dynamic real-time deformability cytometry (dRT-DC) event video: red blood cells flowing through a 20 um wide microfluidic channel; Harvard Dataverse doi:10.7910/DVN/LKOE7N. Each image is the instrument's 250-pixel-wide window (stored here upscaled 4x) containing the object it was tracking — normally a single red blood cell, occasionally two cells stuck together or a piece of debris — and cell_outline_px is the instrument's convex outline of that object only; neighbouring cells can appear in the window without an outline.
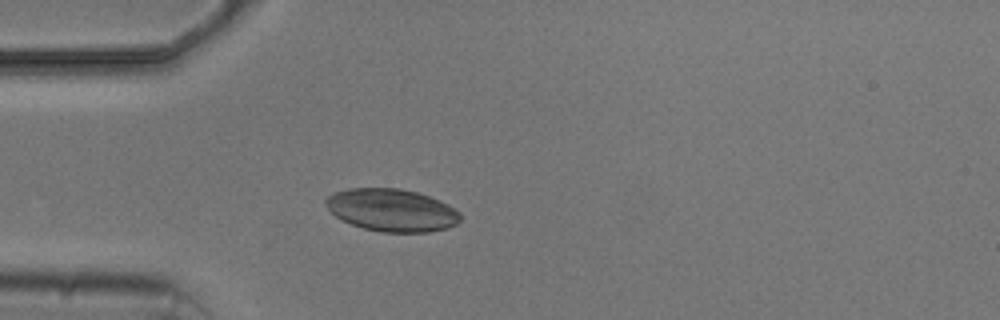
{"species": "common noctule bat (a hibernating species)", "species_latin": "Nyctalus noctula", "temperature_condition": "cold", "stored_images_in_passage": 1, "camera_frame_rate_fps": 3000, "um_per_image_px": 0.085, "animal": {"sex": "male", "body_mass_g": 20.5, "forearm_length_mm": 52.5}, "frame": {"image": 1, "passage_image": 1, "time_ms": 0.0, "image_size_px": [1000, 320], "cell_outline_px": [[460, 220], [456, 224], [448, 228], [428, 232], [380, 232], [364, 228], [340, 220], [328, 208], [324, 200], [328, 196], [336, 192], [348, 188], [400, 188], [416, 192], [440, 200], [448, 204], [460, 212]], "centroid_in_image_um": [33.31, 17.86], "position_along_channel_um": 51.7, "area_um2": 33.35}}